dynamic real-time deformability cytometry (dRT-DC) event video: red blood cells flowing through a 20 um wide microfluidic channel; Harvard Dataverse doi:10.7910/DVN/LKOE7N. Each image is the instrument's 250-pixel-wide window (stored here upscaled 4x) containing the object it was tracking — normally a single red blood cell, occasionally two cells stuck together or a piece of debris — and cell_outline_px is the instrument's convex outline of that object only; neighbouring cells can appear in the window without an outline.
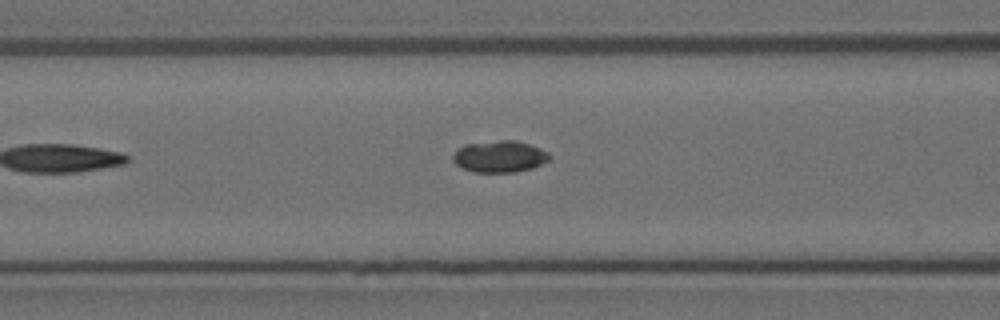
{"species": "Egyptian fruit bat (a non-hibernating species)", "species_latin": "Rousettus aegyptiacus", "temperature_condition": "room temperature", "stored_images_in_passage": 6, "camera_frame_rate_fps": 3000, "um_per_image_px": 0.085, "animal": {"sex": "female"}, "frame": {"image": 1, "passage_image": 6, "time_ms": 1.667, "image_size_px": [1000, 320], "cell_outline_px": [[552, 156], [548, 160], [532, 168], [516, 172], [472, 172], [456, 164], [452, 160], [452, 152], [456, 148], [464, 144], [500, 140], [516, 140], [540, 148], [548, 152]], "centroid_in_image_um": [42.43, 13.29], "position_along_channel_um": 124.2, "area_um2": 17.98}}